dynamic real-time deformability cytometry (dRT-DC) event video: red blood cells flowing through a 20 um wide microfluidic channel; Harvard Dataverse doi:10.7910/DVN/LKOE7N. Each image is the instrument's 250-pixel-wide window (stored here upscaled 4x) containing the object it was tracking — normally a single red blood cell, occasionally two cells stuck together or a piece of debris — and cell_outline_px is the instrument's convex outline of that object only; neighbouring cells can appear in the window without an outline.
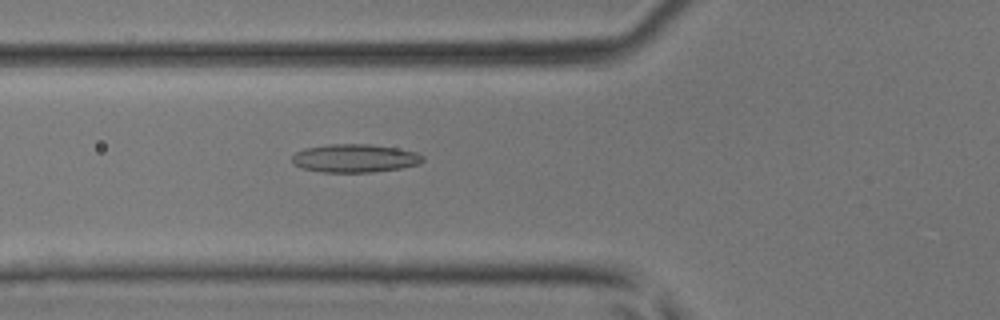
{"species": "common noctule bat (a hibernating species)", "species_latin": "Nyctalus noctula", "temperature_condition": "room temperature", "stored_images_in_passage": 31, "camera_frame_rate_fps": 3000, "um_per_image_px": 0.085, "animal": {"sex": "male", "body_mass_g": 17.9, "forearm_length_mm": 54.2}, "frame": {"image": 1, "passage_image": 4, "time_ms": 1.0, "image_size_px": [1000, 320], "cell_outline_px": [[424, 160], [420, 164], [400, 168], [372, 172], [320, 172], [300, 168], [292, 164], [292, 156], [296, 152], [304, 148], [328, 144], [372, 144], [396, 148], [416, 152], [424, 156]], "centroid_in_image_um": [30.13, 13.45], "position_along_channel_um": 95.7, "area_um2": 21.73}}
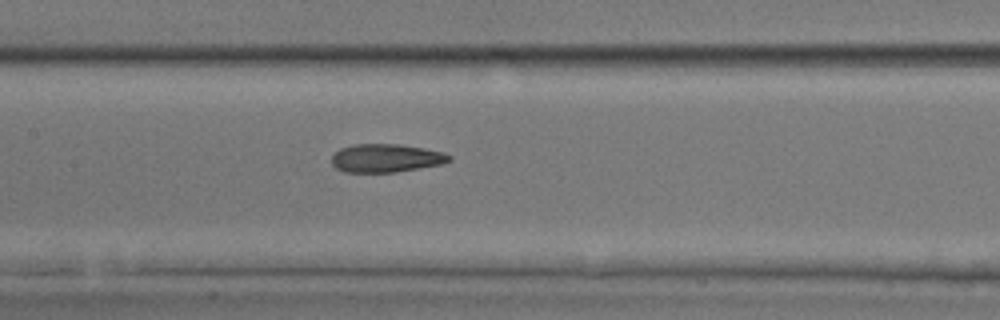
{"frame": {"image": 2, "passage_image": 9, "time_ms": 2.667, "image_size_px": [1000, 320], "cell_outline_px": [[452, 160], [444, 164], [396, 172], [344, 172], [336, 168], [332, 164], [332, 152], [340, 148], [352, 144], [400, 144], [424, 148], [444, 152], [452, 156]], "centroid_in_image_um": [32.82, 13.43], "position_along_channel_um": 174.6, "area_um2": 19.71}}
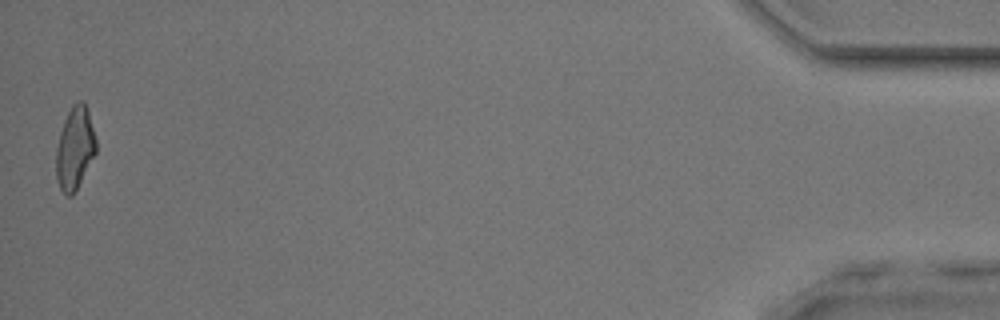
{"frame": {"image": 3, "passage_image": 31, "time_ms": 10.0, "image_size_px": [1000, 320], "cell_outline_px": [[96, 152], [72, 196], [68, 196], [60, 188], [56, 176], [56, 148], [60, 132], [64, 120], [72, 104], [80, 100], [84, 100], [88, 112], [96, 140]], "centroid_in_image_um": [6.35, 12.56], "position_along_channel_um": 428.8, "area_um2": 18.9}}